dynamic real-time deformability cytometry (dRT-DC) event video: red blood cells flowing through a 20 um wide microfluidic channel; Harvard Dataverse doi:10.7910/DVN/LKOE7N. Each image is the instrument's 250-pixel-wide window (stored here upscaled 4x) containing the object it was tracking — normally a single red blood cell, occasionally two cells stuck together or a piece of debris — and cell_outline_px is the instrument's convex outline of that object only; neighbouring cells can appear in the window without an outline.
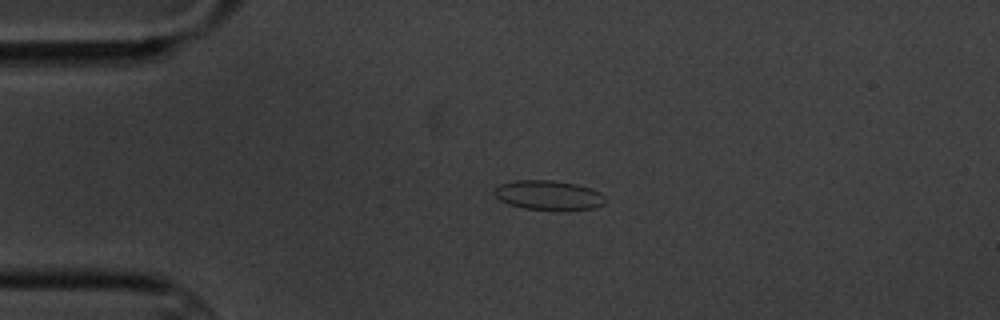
{"species": "common noctule bat (a hibernating species)", "species_latin": "Nyctalus noctula", "temperature_condition": "cold", "stored_images_in_passage": 2, "camera_frame_rate_fps": 3000, "um_per_image_px": 0.085, "animal": {"sex": "male", "body_mass_g": 20.1, "forearm_length_mm": 53.5}, "frame": {"image": 1, "passage_image": 1, "time_ms": 0.0, "image_size_px": [1000, 320], "cell_outline_px": [[604, 204], [596, 208], [568, 212], [556, 212], [524, 208], [508, 204], [500, 200], [492, 192], [500, 184], [516, 180], [552, 180], [576, 184], [592, 188], [600, 192], [604, 196]], "centroid_in_image_um": [46.67, 16.63], "position_along_channel_um": 38.3, "area_um2": 19.77}}